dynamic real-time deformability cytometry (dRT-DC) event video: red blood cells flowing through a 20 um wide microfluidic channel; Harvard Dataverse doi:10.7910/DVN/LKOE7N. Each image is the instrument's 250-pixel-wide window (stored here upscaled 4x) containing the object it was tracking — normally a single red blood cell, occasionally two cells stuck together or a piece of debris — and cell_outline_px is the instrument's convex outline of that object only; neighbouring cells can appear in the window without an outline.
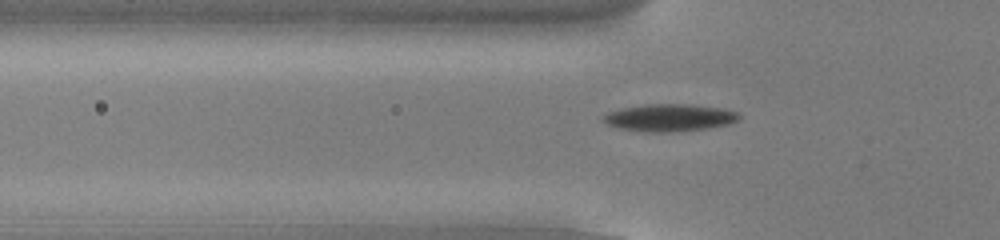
{"species": "common noctule bat (a hibernating species)", "species_latin": "Nyctalus noctula", "temperature_condition": "cold", "stored_images_in_passage": 54, "camera_frame_rate_fps": 3000, "um_per_image_px": 0.085, "animal": {"sex": "male", "body_mass_g": 13.0, "forearm_length_mm": 53.1}, "frame": {"image": 1, "passage_image": 18, "time_ms": 5.667, "image_size_px": [1000, 240], "cell_outline_px": [[740, 120], [728, 124], [708, 128], [668, 132], [648, 132], [620, 128], [608, 124], [600, 120], [608, 112], [624, 108], [644, 104], [692, 104], [724, 108], [740, 112]], "centroid_in_image_um": [56.96, 9.99], "position_along_channel_um": 68.8, "area_um2": 21.68}}
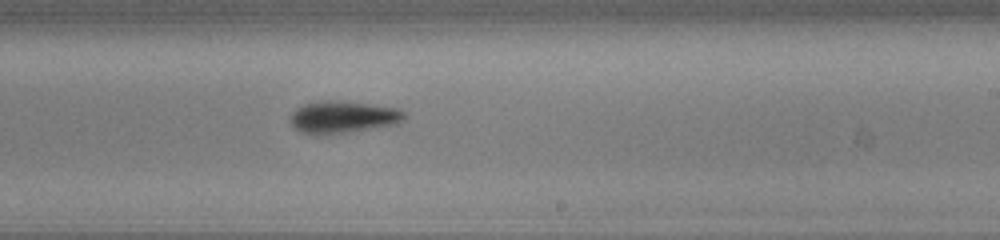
{"frame": {"image": 2, "passage_image": 33, "time_ms": 10.667, "image_size_px": [1000, 240], "cell_outline_px": [[404, 116], [396, 124], [316, 136], [300, 132], [288, 120], [292, 112], [296, 108], [304, 104], [320, 100], [340, 100], [400, 108], [404, 112]], "centroid_in_image_um": [29.07, 9.93], "position_along_channel_um": 259.9, "area_um2": 21.33}}
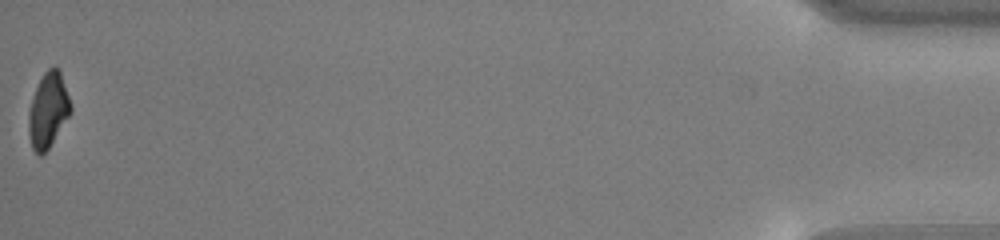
{"frame": {"image": 3, "passage_image": 54, "time_ms": 17.667, "image_size_px": [1000, 240], "cell_outline_px": [[72, 112], [48, 148], [40, 156], [32, 148], [28, 132], [28, 112], [36, 88], [44, 72], [48, 68], [56, 68], [60, 72], [72, 108]], "centroid_in_image_um": [4.08, 9.39], "position_along_channel_um": 431.1, "area_um2": 17.98}, "authors_computed_cell_mechanics": {"area_um2": 19.652, "velocity_mm_per_s": 3.8321, "shape_relaxation_time_tau1_ms": 1.9906, "shape_relaxation_time_tau2_ms": null, "deformation_change_tau1": 0.1275, "deformation_change_tau2": null}}